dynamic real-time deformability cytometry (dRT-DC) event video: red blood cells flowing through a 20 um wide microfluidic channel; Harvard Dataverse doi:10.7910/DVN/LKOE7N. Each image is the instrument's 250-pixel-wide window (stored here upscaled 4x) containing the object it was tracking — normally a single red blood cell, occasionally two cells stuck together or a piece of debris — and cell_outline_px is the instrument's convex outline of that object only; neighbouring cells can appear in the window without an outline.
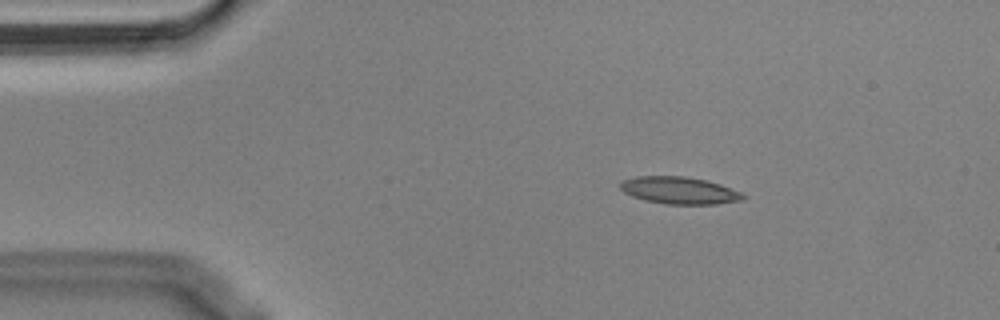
{"species": "Egyptian fruit bat (a non-hibernating species)", "species_latin": "Rousettus aegyptiacus", "temperature_condition": "cold", "stored_images_in_passage": 47, "camera_frame_rate_fps": 3000, "um_per_image_px": 0.085, "animal": {"sex": "male"}, "frame": {"image": 1, "passage_image": 1, "time_ms": 0.0, "image_size_px": [1000, 320], "cell_outline_px": [[744, 200], [716, 204], [664, 204], [644, 200], [632, 196], [624, 192], [620, 188], [620, 184], [624, 180], [636, 176], [684, 176], [708, 180], [720, 184], [740, 192], [744, 196]], "centroid_in_image_um": [57.74, 16.18], "position_along_channel_um": 27.3, "area_um2": 19.42}}
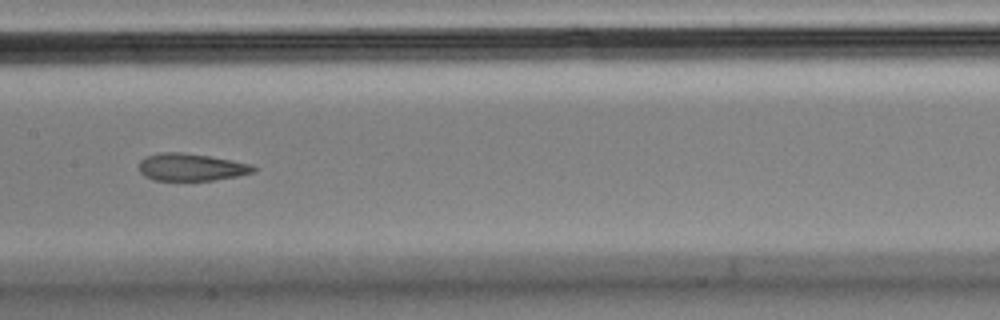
{"frame": {"image": 2, "passage_image": 19, "time_ms": 6.0, "image_size_px": [1000, 320], "cell_outline_px": [[256, 172], [236, 176], [212, 180], [152, 180], [144, 176], [140, 172], [140, 160], [144, 156], [160, 152], [180, 152], [208, 156], [232, 160], [252, 164], [256, 168]], "centroid_in_image_um": [16.23, 14.2], "position_along_channel_um": 191.2, "area_um2": 18.26}}
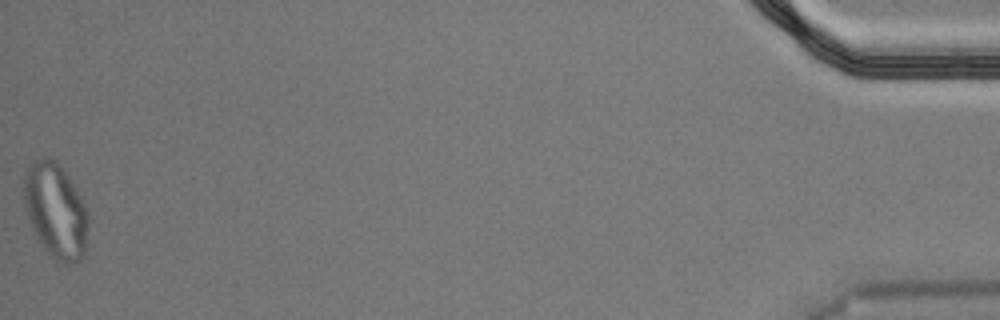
{"frame": {"image": 3, "passage_image": 47, "time_ms": 15.333, "image_size_px": [1000, 320], "cell_outline_px": [[88, 224], [84, 256], [80, 260], [72, 264], [60, 264], [44, 248], [32, 228], [28, 216], [24, 200], [24, 176], [28, 168], [36, 160], [44, 156], [48, 156], [56, 160], [60, 164], [76, 188], [88, 212]], "centroid_in_image_um": [4.75, 17.91], "position_along_channel_um": 430.5, "area_um2": 35.49}, "authors_computed_cell_mechanics": {"area_um2": 19.5942, "velocity_mm_per_s": 3.6241, "shape_relaxation_time_tau1_ms": null, "shape_relaxation_time_tau2_ms": 2.018, "deformation_change_tau1": null, "deformation_change_tau2": 0.0893}}